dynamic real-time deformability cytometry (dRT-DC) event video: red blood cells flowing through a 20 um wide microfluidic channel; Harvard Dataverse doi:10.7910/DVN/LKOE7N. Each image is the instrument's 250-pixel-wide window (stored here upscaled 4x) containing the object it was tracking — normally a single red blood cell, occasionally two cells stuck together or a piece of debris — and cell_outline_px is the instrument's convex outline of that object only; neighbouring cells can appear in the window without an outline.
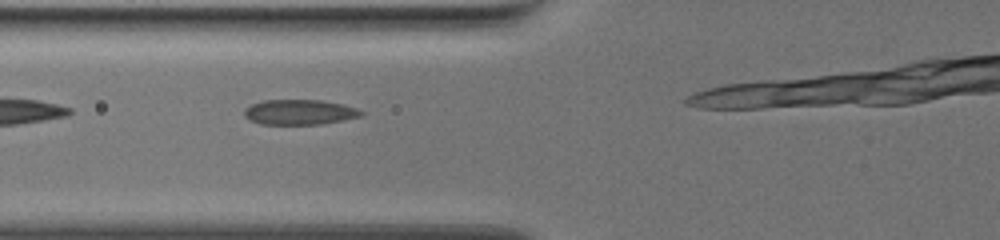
{"species": "common noctule bat (a hibernating species)", "species_latin": "Nyctalus noctula", "temperature_condition": "warm", "stored_images_in_passage": 14, "camera_frame_rate_fps": 3000, "um_per_image_px": 0.085, "animal": {"sex": "female", "body_mass_g": 19.5, "forearm_length_mm": 54.1}, "frame": {"image": 1, "passage_image": 3, "time_ms": 0.667, "image_size_px": [1000, 240], "cell_outline_px": [[364, 116], [320, 124], [260, 124], [248, 120], [244, 116], [244, 108], [252, 104], [264, 100], [320, 100], [344, 104], [356, 108], [364, 112]], "centroid_in_image_um": [25.45, 9.53], "position_along_channel_um": 100.3, "area_um2": 17.22}}
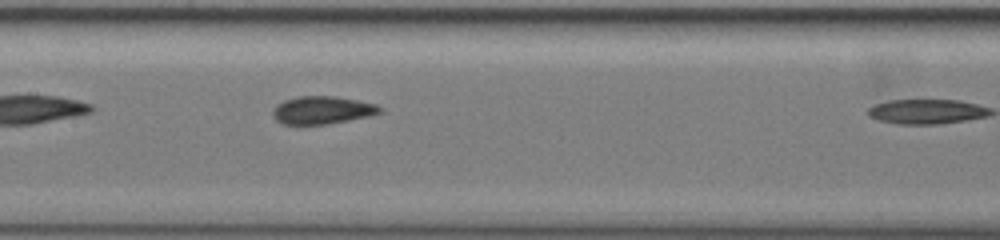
{"frame": {"image": 2, "passage_image": 10, "time_ms": 3.0, "image_size_px": [1000, 240], "cell_outline_px": [[384, 108], [380, 112], [368, 116], [328, 124], [280, 124], [272, 116], [272, 112], [276, 104], [284, 100], [296, 96], [332, 96], [356, 100], [376, 104]], "centroid_in_image_um": [27.35, 9.36], "position_along_channel_um": 180.1, "area_um2": 17.34}}